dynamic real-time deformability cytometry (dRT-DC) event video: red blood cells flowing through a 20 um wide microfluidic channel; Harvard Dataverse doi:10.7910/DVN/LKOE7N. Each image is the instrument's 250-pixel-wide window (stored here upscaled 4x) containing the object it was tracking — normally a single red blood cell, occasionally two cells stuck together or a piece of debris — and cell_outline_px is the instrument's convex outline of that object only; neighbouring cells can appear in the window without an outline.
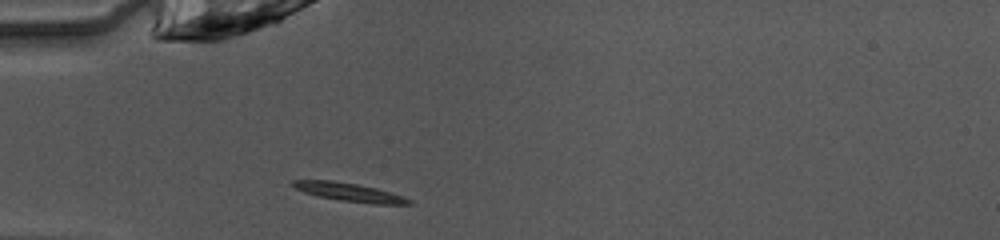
{"species": "common noctule bat (a hibernating species)", "species_latin": "Nyctalus noctula", "temperature_condition": "warm", "stored_images_in_passage": 35, "camera_frame_rate_fps": 3000, "um_per_image_px": 0.085, "animal": {"sex": "female", "body_mass_g": 10.0, "forearm_length_mm": 53.1}, "frame": {"image": 1, "passage_image": 1, "time_ms": 0.0, "image_size_px": [1000, 240], "cell_outline_px": [[412, 204], [372, 204], [344, 200], [320, 196], [304, 192], [288, 184], [292, 180], [332, 180], [356, 184], [376, 188], [404, 196], [412, 200]], "centroid_in_image_um": [29.7, 16.32], "position_along_channel_um": 55.3, "area_um2": 12.31}}
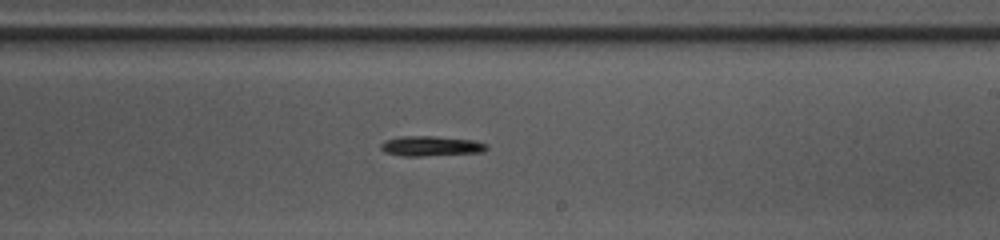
{"frame": {"image": 2, "passage_image": 16, "time_ms": 5.0, "image_size_px": [1000, 240], "cell_outline_px": [[488, 148], [484, 152], [420, 156], [404, 156], [384, 152], [380, 148], [380, 144], [384, 140], [400, 136], [432, 136], [476, 140], [488, 144]], "centroid_in_image_um": [36.64, 12.41], "position_along_channel_um": 252.4, "area_um2": 12.48}}
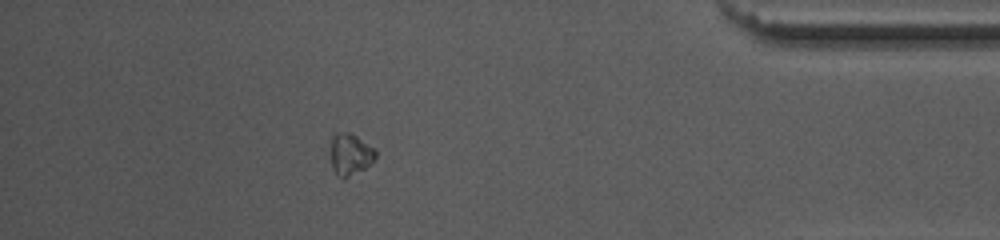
{"frame": {"image": 3, "passage_image": 30, "time_ms": 9.667, "image_size_px": [1000, 240], "cell_outline_px": [[376, 156], [364, 168], [344, 180], [336, 176], [332, 168], [332, 136], [336, 132], [352, 132], [376, 148]], "centroid_in_image_um": [29.78, 13.1], "position_along_channel_um": 405.4, "area_um2": 11.04}, "authors_computed_cell_mechanics": {"area_um2": 11.849, "velocity_mm_per_s": 4.0752, "shape_relaxation_time_tau1_ms": 8.7782, "shape_relaxation_time_tau2_ms": null, "deformation_change_tau1": 0.2508, "deformation_change_tau2": null}}